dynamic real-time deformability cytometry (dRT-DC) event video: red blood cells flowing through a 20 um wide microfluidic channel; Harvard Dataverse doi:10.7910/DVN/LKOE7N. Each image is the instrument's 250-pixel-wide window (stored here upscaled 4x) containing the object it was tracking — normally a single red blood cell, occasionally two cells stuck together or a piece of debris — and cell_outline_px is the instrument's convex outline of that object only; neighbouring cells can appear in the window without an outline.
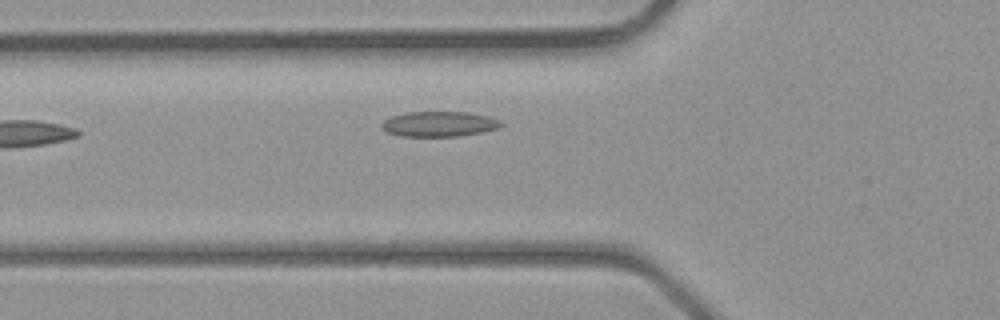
{"species": "common noctule bat (a hibernating species)", "species_latin": "Nyctalus noctula", "temperature_condition": "room temperature", "stored_images_in_passage": 9, "camera_frame_rate_fps": 3000, "um_per_image_px": 0.085, "animal": {"sex": "male", "body_mass_g": 23.1, "forearm_length_mm": 52.7}, "frame": {"image": 1, "passage_image": 2, "time_ms": 0.333, "image_size_px": [1000, 320], "cell_outline_px": [[504, 124], [500, 128], [480, 132], [456, 136], [404, 136], [388, 132], [380, 124], [384, 120], [392, 116], [408, 112], [468, 112], [488, 116], [500, 120]], "centroid_in_image_um": [37.37, 10.53], "position_along_channel_um": 88.4, "area_um2": 17.34}}